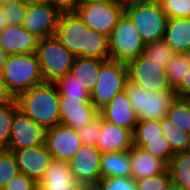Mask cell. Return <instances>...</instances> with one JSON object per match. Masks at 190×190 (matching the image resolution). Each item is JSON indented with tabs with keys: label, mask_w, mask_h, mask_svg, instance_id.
Returning a JSON list of instances; mask_svg holds the SVG:
<instances>
[{
	"label": "cell",
	"mask_w": 190,
	"mask_h": 190,
	"mask_svg": "<svg viewBox=\"0 0 190 190\" xmlns=\"http://www.w3.org/2000/svg\"><path fill=\"white\" fill-rule=\"evenodd\" d=\"M88 28L75 11L61 12L55 36L75 57H83L84 33Z\"/></svg>",
	"instance_id": "cell-14"
},
{
	"label": "cell",
	"mask_w": 190,
	"mask_h": 190,
	"mask_svg": "<svg viewBox=\"0 0 190 190\" xmlns=\"http://www.w3.org/2000/svg\"><path fill=\"white\" fill-rule=\"evenodd\" d=\"M113 1L125 6V5L131 4V3L139 2L141 0H113Z\"/></svg>",
	"instance_id": "cell-50"
},
{
	"label": "cell",
	"mask_w": 190,
	"mask_h": 190,
	"mask_svg": "<svg viewBox=\"0 0 190 190\" xmlns=\"http://www.w3.org/2000/svg\"><path fill=\"white\" fill-rule=\"evenodd\" d=\"M39 190H85L83 183L76 181L69 162L53 159L42 179L37 183Z\"/></svg>",
	"instance_id": "cell-16"
},
{
	"label": "cell",
	"mask_w": 190,
	"mask_h": 190,
	"mask_svg": "<svg viewBox=\"0 0 190 190\" xmlns=\"http://www.w3.org/2000/svg\"><path fill=\"white\" fill-rule=\"evenodd\" d=\"M143 1H153V2H159L160 0H143Z\"/></svg>",
	"instance_id": "cell-54"
},
{
	"label": "cell",
	"mask_w": 190,
	"mask_h": 190,
	"mask_svg": "<svg viewBox=\"0 0 190 190\" xmlns=\"http://www.w3.org/2000/svg\"><path fill=\"white\" fill-rule=\"evenodd\" d=\"M160 120H138L132 133L133 139L162 138Z\"/></svg>",
	"instance_id": "cell-37"
},
{
	"label": "cell",
	"mask_w": 190,
	"mask_h": 190,
	"mask_svg": "<svg viewBox=\"0 0 190 190\" xmlns=\"http://www.w3.org/2000/svg\"><path fill=\"white\" fill-rule=\"evenodd\" d=\"M20 1L23 2L26 6L41 4L45 2V0H20Z\"/></svg>",
	"instance_id": "cell-48"
},
{
	"label": "cell",
	"mask_w": 190,
	"mask_h": 190,
	"mask_svg": "<svg viewBox=\"0 0 190 190\" xmlns=\"http://www.w3.org/2000/svg\"><path fill=\"white\" fill-rule=\"evenodd\" d=\"M135 147H141L149 154L162 159L167 164L175 155L172 151L169 141L163 136L162 138L154 139H133Z\"/></svg>",
	"instance_id": "cell-28"
},
{
	"label": "cell",
	"mask_w": 190,
	"mask_h": 190,
	"mask_svg": "<svg viewBox=\"0 0 190 190\" xmlns=\"http://www.w3.org/2000/svg\"><path fill=\"white\" fill-rule=\"evenodd\" d=\"M174 91L177 94V98L190 100V69L182 78L181 84Z\"/></svg>",
	"instance_id": "cell-42"
},
{
	"label": "cell",
	"mask_w": 190,
	"mask_h": 190,
	"mask_svg": "<svg viewBox=\"0 0 190 190\" xmlns=\"http://www.w3.org/2000/svg\"><path fill=\"white\" fill-rule=\"evenodd\" d=\"M15 98L11 95L8 91L6 84L0 73V105L9 103L10 101L14 100Z\"/></svg>",
	"instance_id": "cell-44"
},
{
	"label": "cell",
	"mask_w": 190,
	"mask_h": 190,
	"mask_svg": "<svg viewBox=\"0 0 190 190\" xmlns=\"http://www.w3.org/2000/svg\"><path fill=\"white\" fill-rule=\"evenodd\" d=\"M190 69V65L186 61V58L181 53H176L175 56L169 61L166 67L168 81L171 88L175 90L182 82V78L186 75V72Z\"/></svg>",
	"instance_id": "cell-33"
},
{
	"label": "cell",
	"mask_w": 190,
	"mask_h": 190,
	"mask_svg": "<svg viewBox=\"0 0 190 190\" xmlns=\"http://www.w3.org/2000/svg\"><path fill=\"white\" fill-rule=\"evenodd\" d=\"M124 5L113 0L89 4H75L74 11L92 30L108 37L124 13Z\"/></svg>",
	"instance_id": "cell-8"
},
{
	"label": "cell",
	"mask_w": 190,
	"mask_h": 190,
	"mask_svg": "<svg viewBox=\"0 0 190 190\" xmlns=\"http://www.w3.org/2000/svg\"><path fill=\"white\" fill-rule=\"evenodd\" d=\"M20 172L38 183L45 174L52 156L45 144L13 151Z\"/></svg>",
	"instance_id": "cell-17"
},
{
	"label": "cell",
	"mask_w": 190,
	"mask_h": 190,
	"mask_svg": "<svg viewBox=\"0 0 190 190\" xmlns=\"http://www.w3.org/2000/svg\"><path fill=\"white\" fill-rule=\"evenodd\" d=\"M101 152L96 146L83 144L68 161L75 180L93 187L101 179Z\"/></svg>",
	"instance_id": "cell-13"
},
{
	"label": "cell",
	"mask_w": 190,
	"mask_h": 190,
	"mask_svg": "<svg viewBox=\"0 0 190 190\" xmlns=\"http://www.w3.org/2000/svg\"><path fill=\"white\" fill-rule=\"evenodd\" d=\"M101 178L130 177L131 162L129 151L102 153L100 160Z\"/></svg>",
	"instance_id": "cell-24"
},
{
	"label": "cell",
	"mask_w": 190,
	"mask_h": 190,
	"mask_svg": "<svg viewBox=\"0 0 190 190\" xmlns=\"http://www.w3.org/2000/svg\"><path fill=\"white\" fill-rule=\"evenodd\" d=\"M46 129L25 115L20 109L13 117L11 136L6 150L17 151L45 144Z\"/></svg>",
	"instance_id": "cell-10"
},
{
	"label": "cell",
	"mask_w": 190,
	"mask_h": 190,
	"mask_svg": "<svg viewBox=\"0 0 190 190\" xmlns=\"http://www.w3.org/2000/svg\"><path fill=\"white\" fill-rule=\"evenodd\" d=\"M131 177L134 180L158 176L167 171L168 164L141 147L134 145L129 150Z\"/></svg>",
	"instance_id": "cell-21"
},
{
	"label": "cell",
	"mask_w": 190,
	"mask_h": 190,
	"mask_svg": "<svg viewBox=\"0 0 190 190\" xmlns=\"http://www.w3.org/2000/svg\"><path fill=\"white\" fill-rule=\"evenodd\" d=\"M45 145L53 159L68 162L83 143L76 129L58 124L46 129Z\"/></svg>",
	"instance_id": "cell-12"
},
{
	"label": "cell",
	"mask_w": 190,
	"mask_h": 190,
	"mask_svg": "<svg viewBox=\"0 0 190 190\" xmlns=\"http://www.w3.org/2000/svg\"><path fill=\"white\" fill-rule=\"evenodd\" d=\"M167 116L182 131L190 133V100L176 98Z\"/></svg>",
	"instance_id": "cell-32"
},
{
	"label": "cell",
	"mask_w": 190,
	"mask_h": 190,
	"mask_svg": "<svg viewBox=\"0 0 190 190\" xmlns=\"http://www.w3.org/2000/svg\"><path fill=\"white\" fill-rule=\"evenodd\" d=\"M7 54L4 52L2 47L0 46V73L2 71L3 65L6 62Z\"/></svg>",
	"instance_id": "cell-46"
},
{
	"label": "cell",
	"mask_w": 190,
	"mask_h": 190,
	"mask_svg": "<svg viewBox=\"0 0 190 190\" xmlns=\"http://www.w3.org/2000/svg\"><path fill=\"white\" fill-rule=\"evenodd\" d=\"M45 3L57 8L60 12H70L75 9V0H45Z\"/></svg>",
	"instance_id": "cell-43"
},
{
	"label": "cell",
	"mask_w": 190,
	"mask_h": 190,
	"mask_svg": "<svg viewBox=\"0 0 190 190\" xmlns=\"http://www.w3.org/2000/svg\"><path fill=\"white\" fill-rule=\"evenodd\" d=\"M19 110L16 99L0 105V149H6L11 136L13 117Z\"/></svg>",
	"instance_id": "cell-31"
},
{
	"label": "cell",
	"mask_w": 190,
	"mask_h": 190,
	"mask_svg": "<svg viewBox=\"0 0 190 190\" xmlns=\"http://www.w3.org/2000/svg\"><path fill=\"white\" fill-rule=\"evenodd\" d=\"M1 76L14 98L34 86L45 83L36 53L8 55Z\"/></svg>",
	"instance_id": "cell-2"
},
{
	"label": "cell",
	"mask_w": 190,
	"mask_h": 190,
	"mask_svg": "<svg viewBox=\"0 0 190 190\" xmlns=\"http://www.w3.org/2000/svg\"><path fill=\"white\" fill-rule=\"evenodd\" d=\"M109 59L128 63L143 54L145 43L130 18L123 13L108 37Z\"/></svg>",
	"instance_id": "cell-6"
},
{
	"label": "cell",
	"mask_w": 190,
	"mask_h": 190,
	"mask_svg": "<svg viewBox=\"0 0 190 190\" xmlns=\"http://www.w3.org/2000/svg\"><path fill=\"white\" fill-rule=\"evenodd\" d=\"M95 190H137L135 180L130 177H103L94 186Z\"/></svg>",
	"instance_id": "cell-36"
},
{
	"label": "cell",
	"mask_w": 190,
	"mask_h": 190,
	"mask_svg": "<svg viewBox=\"0 0 190 190\" xmlns=\"http://www.w3.org/2000/svg\"><path fill=\"white\" fill-rule=\"evenodd\" d=\"M36 55L46 83H53L71 72L76 58L61 44L56 36L40 39L37 44Z\"/></svg>",
	"instance_id": "cell-5"
},
{
	"label": "cell",
	"mask_w": 190,
	"mask_h": 190,
	"mask_svg": "<svg viewBox=\"0 0 190 190\" xmlns=\"http://www.w3.org/2000/svg\"><path fill=\"white\" fill-rule=\"evenodd\" d=\"M60 14L57 8L45 2L30 5L22 26L39 40L52 37L55 36Z\"/></svg>",
	"instance_id": "cell-11"
},
{
	"label": "cell",
	"mask_w": 190,
	"mask_h": 190,
	"mask_svg": "<svg viewBox=\"0 0 190 190\" xmlns=\"http://www.w3.org/2000/svg\"><path fill=\"white\" fill-rule=\"evenodd\" d=\"M176 53L190 48V18L167 19L163 38Z\"/></svg>",
	"instance_id": "cell-22"
},
{
	"label": "cell",
	"mask_w": 190,
	"mask_h": 190,
	"mask_svg": "<svg viewBox=\"0 0 190 190\" xmlns=\"http://www.w3.org/2000/svg\"><path fill=\"white\" fill-rule=\"evenodd\" d=\"M7 25L8 23L4 15V10L2 7H0V31L3 30Z\"/></svg>",
	"instance_id": "cell-45"
},
{
	"label": "cell",
	"mask_w": 190,
	"mask_h": 190,
	"mask_svg": "<svg viewBox=\"0 0 190 190\" xmlns=\"http://www.w3.org/2000/svg\"><path fill=\"white\" fill-rule=\"evenodd\" d=\"M101 131V115L98 114L93 120L85 123L77 129L80 140L83 144L96 146L99 132Z\"/></svg>",
	"instance_id": "cell-39"
},
{
	"label": "cell",
	"mask_w": 190,
	"mask_h": 190,
	"mask_svg": "<svg viewBox=\"0 0 190 190\" xmlns=\"http://www.w3.org/2000/svg\"><path fill=\"white\" fill-rule=\"evenodd\" d=\"M167 190H185L182 186L179 184L173 182L172 180L170 181Z\"/></svg>",
	"instance_id": "cell-47"
},
{
	"label": "cell",
	"mask_w": 190,
	"mask_h": 190,
	"mask_svg": "<svg viewBox=\"0 0 190 190\" xmlns=\"http://www.w3.org/2000/svg\"><path fill=\"white\" fill-rule=\"evenodd\" d=\"M37 183L26 176L24 173L19 172L3 189L1 190H34Z\"/></svg>",
	"instance_id": "cell-41"
},
{
	"label": "cell",
	"mask_w": 190,
	"mask_h": 190,
	"mask_svg": "<svg viewBox=\"0 0 190 190\" xmlns=\"http://www.w3.org/2000/svg\"><path fill=\"white\" fill-rule=\"evenodd\" d=\"M99 114L105 121L124 127L132 133L138 123L137 115L130 105L125 90L117 93L111 101L99 111Z\"/></svg>",
	"instance_id": "cell-19"
},
{
	"label": "cell",
	"mask_w": 190,
	"mask_h": 190,
	"mask_svg": "<svg viewBox=\"0 0 190 190\" xmlns=\"http://www.w3.org/2000/svg\"><path fill=\"white\" fill-rule=\"evenodd\" d=\"M83 57L98 60L109 59L108 36L88 28L84 33Z\"/></svg>",
	"instance_id": "cell-25"
},
{
	"label": "cell",
	"mask_w": 190,
	"mask_h": 190,
	"mask_svg": "<svg viewBox=\"0 0 190 190\" xmlns=\"http://www.w3.org/2000/svg\"><path fill=\"white\" fill-rule=\"evenodd\" d=\"M59 111L60 124L76 130L99 114L91 99H74L69 96H59Z\"/></svg>",
	"instance_id": "cell-15"
},
{
	"label": "cell",
	"mask_w": 190,
	"mask_h": 190,
	"mask_svg": "<svg viewBox=\"0 0 190 190\" xmlns=\"http://www.w3.org/2000/svg\"><path fill=\"white\" fill-rule=\"evenodd\" d=\"M85 190H95L93 187H87Z\"/></svg>",
	"instance_id": "cell-53"
},
{
	"label": "cell",
	"mask_w": 190,
	"mask_h": 190,
	"mask_svg": "<svg viewBox=\"0 0 190 190\" xmlns=\"http://www.w3.org/2000/svg\"><path fill=\"white\" fill-rule=\"evenodd\" d=\"M128 80L127 64L115 60H105L100 69L98 81L90 93L91 102L100 111L119 92L125 90Z\"/></svg>",
	"instance_id": "cell-7"
},
{
	"label": "cell",
	"mask_w": 190,
	"mask_h": 190,
	"mask_svg": "<svg viewBox=\"0 0 190 190\" xmlns=\"http://www.w3.org/2000/svg\"><path fill=\"white\" fill-rule=\"evenodd\" d=\"M170 181L168 170L158 176L135 180L137 190H167Z\"/></svg>",
	"instance_id": "cell-40"
},
{
	"label": "cell",
	"mask_w": 190,
	"mask_h": 190,
	"mask_svg": "<svg viewBox=\"0 0 190 190\" xmlns=\"http://www.w3.org/2000/svg\"><path fill=\"white\" fill-rule=\"evenodd\" d=\"M171 180L185 190H190V150L175 153L168 163Z\"/></svg>",
	"instance_id": "cell-26"
},
{
	"label": "cell",
	"mask_w": 190,
	"mask_h": 190,
	"mask_svg": "<svg viewBox=\"0 0 190 190\" xmlns=\"http://www.w3.org/2000/svg\"><path fill=\"white\" fill-rule=\"evenodd\" d=\"M19 109L45 129L60 124L59 93L53 83H43L20 93Z\"/></svg>",
	"instance_id": "cell-1"
},
{
	"label": "cell",
	"mask_w": 190,
	"mask_h": 190,
	"mask_svg": "<svg viewBox=\"0 0 190 190\" xmlns=\"http://www.w3.org/2000/svg\"><path fill=\"white\" fill-rule=\"evenodd\" d=\"M1 7L4 10V15L8 25H23L28 6L18 0L15 2L4 3Z\"/></svg>",
	"instance_id": "cell-38"
},
{
	"label": "cell",
	"mask_w": 190,
	"mask_h": 190,
	"mask_svg": "<svg viewBox=\"0 0 190 190\" xmlns=\"http://www.w3.org/2000/svg\"><path fill=\"white\" fill-rule=\"evenodd\" d=\"M19 172L14 153L6 149H0V190Z\"/></svg>",
	"instance_id": "cell-34"
},
{
	"label": "cell",
	"mask_w": 190,
	"mask_h": 190,
	"mask_svg": "<svg viewBox=\"0 0 190 190\" xmlns=\"http://www.w3.org/2000/svg\"><path fill=\"white\" fill-rule=\"evenodd\" d=\"M128 80L149 92L174 91L168 81L166 68H163L144 54L127 63Z\"/></svg>",
	"instance_id": "cell-9"
},
{
	"label": "cell",
	"mask_w": 190,
	"mask_h": 190,
	"mask_svg": "<svg viewBox=\"0 0 190 190\" xmlns=\"http://www.w3.org/2000/svg\"><path fill=\"white\" fill-rule=\"evenodd\" d=\"M53 84L56 86L59 96H69L74 99H91L90 92L82 87L71 72L58 78Z\"/></svg>",
	"instance_id": "cell-29"
},
{
	"label": "cell",
	"mask_w": 190,
	"mask_h": 190,
	"mask_svg": "<svg viewBox=\"0 0 190 190\" xmlns=\"http://www.w3.org/2000/svg\"><path fill=\"white\" fill-rule=\"evenodd\" d=\"M1 1L4 4V3H8V2H15V1H18V0H1Z\"/></svg>",
	"instance_id": "cell-52"
},
{
	"label": "cell",
	"mask_w": 190,
	"mask_h": 190,
	"mask_svg": "<svg viewBox=\"0 0 190 190\" xmlns=\"http://www.w3.org/2000/svg\"><path fill=\"white\" fill-rule=\"evenodd\" d=\"M105 60L87 57H76L71 68L78 82L90 93L98 81L101 65Z\"/></svg>",
	"instance_id": "cell-23"
},
{
	"label": "cell",
	"mask_w": 190,
	"mask_h": 190,
	"mask_svg": "<svg viewBox=\"0 0 190 190\" xmlns=\"http://www.w3.org/2000/svg\"><path fill=\"white\" fill-rule=\"evenodd\" d=\"M143 54L148 59L153 60L163 68H166L167 64L175 56L176 52L164 39H160L145 44Z\"/></svg>",
	"instance_id": "cell-30"
},
{
	"label": "cell",
	"mask_w": 190,
	"mask_h": 190,
	"mask_svg": "<svg viewBox=\"0 0 190 190\" xmlns=\"http://www.w3.org/2000/svg\"><path fill=\"white\" fill-rule=\"evenodd\" d=\"M183 55L185 56L186 61H187L188 64L190 65V48L187 49V50L183 53Z\"/></svg>",
	"instance_id": "cell-51"
},
{
	"label": "cell",
	"mask_w": 190,
	"mask_h": 190,
	"mask_svg": "<svg viewBox=\"0 0 190 190\" xmlns=\"http://www.w3.org/2000/svg\"><path fill=\"white\" fill-rule=\"evenodd\" d=\"M160 128L163 136L169 141L174 153L190 150L189 133L178 128V126L171 122L168 116L160 120Z\"/></svg>",
	"instance_id": "cell-27"
},
{
	"label": "cell",
	"mask_w": 190,
	"mask_h": 190,
	"mask_svg": "<svg viewBox=\"0 0 190 190\" xmlns=\"http://www.w3.org/2000/svg\"><path fill=\"white\" fill-rule=\"evenodd\" d=\"M159 4L167 19L190 18V0H160Z\"/></svg>",
	"instance_id": "cell-35"
},
{
	"label": "cell",
	"mask_w": 190,
	"mask_h": 190,
	"mask_svg": "<svg viewBox=\"0 0 190 190\" xmlns=\"http://www.w3.org/2000/svg\"><path fill=\"white\" fill-rule=\"evenodd\" d=\"M124 13L135 25L145 44L164 38L167 16L159 2L141 0L131 3L125 5Z\"/></svg>",
	"instance_id": "cell-3"
},
{
	"label": "cell",
	"mask_w": 190,
	"mask_h": 190,
	"mask_svg": "<svg viewBox=\"0 0 190 190\" xmlns=\"http://www.w3.org/2000/svg\"><path fill=\"white\" fill-rule=\"evenodd\" d=\"M125 91L138 120H161L177 98L175 91L149 92L129 80Z\"/></svg>",
	"instance_id": "cell-4"
},
{
	"label": "cell",
	"mask_w": 190,
	"mask_h": 190,
	"mask_svg": "<svg viewBox=\"0 0 190 190\" xmlns=\"http://www.w3.org/2000/svg\"><path fill=\"white\" fill-rule=\"evenodd\" d=\"M39 39L22 25H7L0 31V46L7 55L36 53Z\"/></svg>",
	"instance_id": "cell-18"
},
{
	"label": "cell",
	"mask_w": 190,
	"mask_h": 190,
	"mask_svg": "<svg viewBox=\"0 0 190 190\" xmlns=\"http://www.w3.org/2000/svg\"><path fill=\"white\" fill-rule=\"evenodd\" d=\"M108 0H75L76 4H89L94 2H105Z\"/></svg>",
	"instance_id": "cell-49"
},
{
	"label": "cell",
	"mask_w": 190,
	"mask_h": 190,
	"mask_svg": "<svg viewBox=\"0 0 190 190\" xmlns=\"http://www.w3.org/2000/svg\"><path fill=\"white\" fill-rule=\"evenodd\" d=\"M132 146L133 136L130 130L105 121L101 117V131L96 143L101 153L125 152Z\"/></svg>",
	"instance_id": "cell-20"
}]
</instances>
